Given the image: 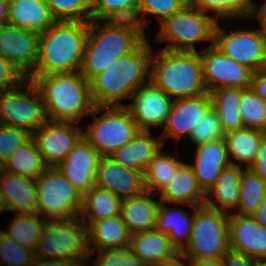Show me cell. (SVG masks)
Here are the masks:
<instances>
[{"mask_svg": "<svg viewBox=\"0 0 266 266\" xmlns=\"http://www.w3.org/2000/svg\"><path fill=\"white\" fill-rule=\"evenodd\" d=\"M89 22L56 21L39 34L38 59L30 76L80 72Z\"/></svg>", "mask_w": 266, "mask_h": 266, "instance_id": "cell-1", "label": "cell"}, {"mask_svg": "<svg viewBox=\"0 0 266 266\" xmlns=\"http://www.w3.org/2000/svg\"><path fill=\"white\" fill-rule=\"evenodd\" d=\"M151 52L149 43H140L131 53L121 56L94 76L90 89L95 106H126L120 101L130 98L137 88L149 81Z\"/></svg>", "mask_w": 266, "mask_h": 266, "instance_id": "cell-2", "label": "cell"}, {"mask_svg": "<svg viewBox=\"0 0 266 266\" xmlns=\"http://www.w3.org/2000/svg\"><path fill=\"white\" fill-rule=\"evenodd\" d=\"M39 90L47 120L74 122L91 115L95 104L90 81L80 72L29 76Z\"/></svg>", "mask_w": 266, "mask_h": 266, "instance_id": "cell-3", "label": "cell"}, {"mask_svg": "<svg viewBox=\"0 0 266 266\" xmlns=\"http://www.w3.org/2000/svg\"><path fill=\"white\" fill-rule=\"evenodd\" d=\"M199 53L162 49L151 55L149 81L174 100L207 94Z\"/></svg>", "mask_w": 266, "mask_h": 266, "instance_id": "cell-4", "label": "cell"}, {"mask_svg": "<svg viewBox=\"0 0 266 266\" xmlns=\"http://www.w3.org/2000/svg\"><path fill=\"white\" fill-rule=\"evenodd\" d=\"M99 25L98 20L89 22V34L80 69V73L88 81L121 56L131 53L141 43L122 29L111 27L105 22Z\"/></svg>", "mask_w": 266, "mask_h": 266, "instance_id": "cell-5", "label": "cell"}, {"mask_svg": "<svg viewBox=\"0 0 266 266\" xmlns=\"http://www.w3.org/2000/svg\"><path fill=\"white\" fill-rule=\"evenodd\" d=\"M89 256L87 226L79 217L46 220L35 250L36 260L90 261Z\"/></svg>", "mask_w": 266, "mask_h": 266, "instance_id": "cell-6", "label": "cell"}, {"mask_svg": "<svg viewBox=\"0 0 266 266\" xmlns=\"http://www.w3.org/2000/svg\"><path fill=\"white\" fill-rule=\"evenodd\" d=\"M229 213L200 206L195 211L188 246L181 252L188 260L222 258L229 249Z\"/></svg>", "mask_w": 266, "mask_h": 266, "instance_id": "cell-7", "label": "cell"}, {"mask_svg": "<svg viewBox=\"0 0 266 266\" xmlns=\"http://www.w3.org/2000/svg\"><path fill=\"white\" fill-rule=\"evenodd\" d=\"M100 111L104 113L95 117L88 129L83 131V138L102 157H108L129 143L140 130L125 106H95L91 116L99 115Z\"/></svg>", "mask_w": 266, "mask_h": 266, "instance_id": "cell-8", "label": "cell"}, {"mask_svg": "<svg viewBox=\"0 0 266 266\" xmlns=\"http://www.w3.org/2000/svg\"><path fill=\"white\" fill-rule=\"evenodd\" d=\"M217 21L188 2L180 11L161 24L158 40L170 42L164 49L171 51H196L194 43L214 42Z\"/></svg>", "mask_w": 266, "mask_h": 266, "instance_id": "cell-9", "label": "cell"}, {"mask_svg": "<svg viewBox=\"0 0 266 266\" xmlns=\"http://www.w3.org/2000/svg\"><path fill=\"white\" fill-rule=\"evenodd\" d=\"M37 213L45 220H67L79 217L82 195L54 167H47L36 179Z\"/></svg>", "mask_w": 266, "mask_h": 266, "instance_id": "cell-10", "label": "cell"}, {"mask_svg": "<svg viewBox=\"0 0 266 266\" xmlns=\"http://www.w3.org/2000/svg\"><path fill=\"white\" fill-rule=\"evenodd\" d=\"M47 117L42 96L32 80L0 92V124L25 129L33 134Z\"/></svg>", "mask_w": 266, "mask_h": 266, "instance_id": "cell-11", "label": "cell"}, {"mask_svg": "<svg viewBox=\"0 0 266 266\" xmlns=\"http://www.w3.org/2000/svg\"><path fill=\"white\" fill-rule=\"evenodd\" d=\"M203 81L210 93L222 87L250 88L254 70L226 56L215 44L200 52Z\"/></svg>", "mask_w": 266, "mask_h": 266, "instance_id": "cell-12", "label": "cell"}, {"mask_svg": "<svg viewBox=\"0 0 266 266\" xmlns=\"http://www.w3.org/2000/svg\"><path fill=\"white\" fill-rule=\"evenodd\" d=\"M32 137L45 164L56 167L74 149L83 131L74 122L47 120Z\"/></svg>", "mask_w": 266, "mask_h": 266, "instance_id": "cell-13", "label": "cell"}, {"mask_svg": "<svg viewBox=\"0 0 266 266\" xmlns=\"http://www.w3.org/2000/svg\"><path fill=\"white\" fill-rule=\"evenodd\" d=\"M129 110L140 131L150 132L151 127H163L173 106L174 99L167 96L150 81L137 88L131 95Z\"/></svg>", "mask_w": 266, "mask_h": 266, "instance_id": "cell-14", "label": "cell"}, {"mask_svg": "<svg viewBox=\"0 0 266 266\" xmlns=\"http://www.w3.org/2000/svg\"><path fill=\"white\" fill-rule=\"evenodd\" d=\"M39 34L6 24L0 27V56L8 60L26 79L38 59Z\"/></svg>", "mask_w": 266, "mask_h": 266, "instance_id": "cell-15", "label": "cell"}, {"mask_svg": "<svg viewBox=\"0 0 266 266\" xmlns=\"http://www.w3.org/2000/svg\"><path fill=\"white\" fill-rule=\"evenodd\" d=\"M214 44L229 58L257 71L266 51V41L261 30H237L226 34L218 22Z\"/></svg>", "mask_w": 266, "mask_h": 266, "instance_id": "cell-16", "label": "cell"}, {"mask_svg": "<svg viewBox=\"0 0 266 266\" xmlns=\"http://www.w3.org/2000/svg\"><path fill=\"white\" fill-rule=\"evenodd\" d=\"M101 157L100 153L82 137L56 168L83 197L95 186V174Z\"/></svg>", "mask_w": 266, "mask_h": 266, "instance_id": "cell-17", "label": "cell"}, {"mask_svg": "<svg viewBox=\"0 0 266 266\" xmlns=\"http://www.w3.org/2000/svg\"><path fill=\"white\" fill-rule=\"evenodd\" d=\"M211 107L210 93L199 97L175 99L163 126V133L160 134L163 144L166 143L164 139L166 137L173 138L176 142H179L184 135L190 138L194 127L203 120Z\"/></svg>", "mask_w": 266, "mask_h": 266, "instance_id": "cell-18", "label": "cell"}, {"mask_svg": "<svg viewBox=\"0 0 266 266\" xmlns=\"http://www.w3.org/2000/svg\"><path fill=\"white\" fill-rule=\"evenodd\" d=\"M95 186L109 190L122 199L146 191L144 172L129 170L110 157H101L95 174Z\"/></svg>", "mask_w": 266, "mask_h": 266, "instance_id": "cell-19", "label": "cell"}, {"mask_svg": "<svg viewBox=\"0 0 266 266\" xmlns=\"http://www.w3.org/2000/svg\"><path fill=\"white\" fill-rule=\"evenodd\" d=\"M229 249L266 260V229L249 215L229 213Z\"/></svg>", "mask_w": 266, "mask_h": 266, "instance_id": "cell-20", "label": "cell"}, {"mask_svg": "<svg viewBox=\"0 0 266 266\" xmlns=\"http://www.w3.org/2000/svg\"><path fill=\"white\" fill-rule=\"evenodd\" d=\"M0 200L3 212L37 213L36 179L1 170Z\"/></svg>", "mask_w": 266, "mask_h": 266, "instance_id": "cell-21", "label": "cell"}, {"mask_svg": "<svg viewBox=\"0 0 266 266\" xmlns=\"http://www.w3.org/2000/svg\"><path fill=\"white\" fill-rule=\"evenodd\" d=\"M190 166L199 186L207 193L222 171L231 166L224 138L197 146L194 165Z\"/></svg>", "mask_w": 266, "mask_h": 266, "instance_id": "cell-22", "label": "cell"}, {"mask_svg": "<svg viewBox=\"0 0 266 266\" xmlns=\"http://www.w3.org/2000/svg\"><path fill=\"white\" fill-rule=\"evenodd\" d=\"M87 226V243L89 253L97 251L126 248L131 234L121 216H113L100 221H82Z\"/></svg>", "mask_w": 266, "mask_h": 266, "instance_id": "cell-23", "label": "cell"}, {"mask_svg": "<svg viewBox=\"0 0 266 266\" xmlns=\"http://www.w3.org/2000/svg\"><path fill=\"white\" fill-rule=\"evenodd\" d=\"M151 134V131H140L129 143L108 157L129 170L144 172L150 161L164 147L162 138L151 137Z\"/></svg>", "mask_w": 266, "mask_h": 266, "instance_id": "cell-24", "label": "cell"}, {"mask_svg": "<svg viewBox=\"0 0 266 266\" xmlns=\"http://www.w3.org/2000/svg\"><path fill=\"white\" fill-rule=\"evenodd\" d=\"M199 207L194 205L193 215H189L185 210L177 207L168 208L167 203L160 201L154 230L168 235L172 246L178 253H181L189 244L195 211Z\"/></svg>", "mask_w": 266, "mask_h": 266, "instance_id": "cell-25", "label": "cell"}, {"mask_svg": "<svg viewBox=\"0 0 266 266\" xmlns=\"http://www.w3.org/2000/svg\"><path fill=\"white\" fill-rule=\"evenodd\" d=\"M8 21L21 29L41 34L57 20L46 0H9Z\"/></svg>", "mask_w": 266, "mask_h": 266, "instance_id": "cell-26", "label": "cell"}, {"mask_svg": "<svg viewBox=\"0 0 266 266\" xmlns=\"http://www.w3.org/2000/svg\"><path fill=\"white\" fill-rule=\"evenodd\" d=\"M153 194L145 191L140 195L122 200L120 216L131 235L154 230L160 199L154 200Z\"/></svg>", "mask_w": 266, "mask_h": 266, "instance_id": "cell-27", "label": "cell"}, {"mask_svg": "<svg viewBox=\"0 0 266 266\" xmlns=\"http://www.w3.org/2000/svg\"><path fill=\"white\" fill-rule=\"evenodd\" d=\"M206 193L198 184L190 164L183 163L177 170L176 175L160 193V201L165 203L188 204L191 207L203 206Z\"/></svg>", "mask_w": 266, "mask_h": 266, "instance_id": "cell-28", "label": "cell"}, {"mask_svg": "<svg viewBox=\"0 0 266 266\" xmlns=\"http://www.w3.org/2000/svg\"><path fill=\"white\" fill-rule=\"evenodd\" d=\"M246 168L231 165L224 169L215 184L207 191L204 205L224 212L236 209L240 197L241 178Z\"/></svg>", "mask_w": 266, "mask_h": 266, "instance_id": "cell-29", "label": "cell"}, {"mask_svg": "<svg viewBox=\"0 0 266 266\" xmlns=\"http://www.w3.org/2000/svg\"><path fill=\"white\" fill-rule=\"evenodd\" d=\"M128 247L143 263L158 264L179 254L168 235L155 230L132 234Z\"/></svg>", "mask_w": 266, "mask_h": 266, "instance_id": "cell-30", "label": "cell"}, {"mask_svg": "<svg viewBox=\"0 0 266 266\" xmlns=\"http://www.w3.org/2000/svg\"><path fill=\"white\" fill-rule=\"evenodd\" d=\"M265 137L266 132L247 127L226 132L224 140L231 165L246 164L247 168H251L256 161L258 150ZM232 158L239 163L236 164L232 161Z\"/></svg>", "mask_w": 266, "mask_h": 266, "instance_id": "cell-31", "label": "cell"}, {"mask_svg": "<svg viewBox=\"0 0 266 266\" xmlns=\"http://www.w3.org/2000/svg\"><path fill=\"white\" fill-rule=\"evenodd\" d=\"M122 198L111 191L94 186L82 199L79 218L85 221H100L120 215Z\"/></svg>", "mask_w": 266, "mask_h": 266, "instance_id": "cell-32", "label": "cell"}, {"mask_svg": "<svg viewBox=\"0 0 266 266\" xmlns=\"http://www.w3.org/2000/svg\"><path fill=\"white\" fill-rule=\"evenodd\" d=\"M48 166L38 151L33 137L18 147L2 166V170L11 174L37 179Z\"/></svg>", "mask_w": 266, "mask_h": 266, "instance_id": "cell-33", "label": "cell"}, {"mask_svg": "<svg viewBox=\"0 0 266 266\" xmlns=\"http://www.w3.org/2000/svg\"><path fill=\"white\" fill-rule=\"evenodd\" d=\"M210 95L224 133L244 127L239 112L242 88L222 87Z\"/></svg>", "mask_w": 266, "mask_h": 266, "instance_id": "cell-34", "label": "cell"}, {"mask_svg": "<svg viewBox=\"0 0 266 266\" xmlns=\"http://www.w3.org/2000/svg\"><path fill=\"white\" fill-rule=\"evenodd\" d=\"M39 213H22L14 217L8 231H1L8 238L35 252L46 220Z\"/></svg>", "mask_w": 266, "mask_h": 266, "instance_id": "cell-35", "label": "cell"}, {"mask_svg": "<svg viewBox=\"0 0 266 266\" xmlns=\"http://www.w3.org/2000/svg\"><path fill=\"white\" fill-rule=\"evenodd\" d=\"M161 151L162 149L150 161L144 171L146 191L156 195L168 185L173 175H176L178 168L183 164L181 160H178V157Z\"/></svg>", "mask_w": 266, "mask_h": 266, "instance_id": "cell-36", "label": "cell"}, {"mask_svg": "<svg viewBox=\"0 0 266 266\" xmlns=\"http://www.w3.org/2000/svg\"><path fill=\"white\" fill-rule=\"evenodd\" d=\"M266 196V181L252 168H246L241 178L240 197L236 207L237 215L255 213Z\"/></svg>", "mask_w": 266, "mask_h": 266, "instance_id": "cell-37", "label": "cell"}, {"mask_svg": "<svg viewBox=\"0 0 266 266\" xmlns=\"http://www.w3.org/2000/svg\"><path fill=\"white\" fill-rule=\"evenodd\" d=\"M189 2L202 12H214L212 16L218 20H229L232 18H245L253 13V0H189Z\"/></svg>", "mask_w": 266, "mask_h": 266, "instance_id": "cell-38", "label": "cell"}, {"mask_svg": "<svg viewBox=\"0 0 266 266\" xmlns=\"http://www.w3.org/2000/svg\"><path fill=\"white\" fill-rule=\"evenodd\" d=\"M141 15H143V12L138 5H135L114 11L103 20H106L105 23L111 27L122 29L132 34L141 43H148L145 32L148 23L145 18L142 19V17H140Z\"/></svg>", "mask_w": 266, "mask_h": 266, "instance_id": "cell-39", "label": "cell"}, {"mask_svg": "<svg viewBox=\"0 0 266 266\" xmlns=\"http://www.w3.org/2000/svg\"><path fill=\"white\" fill-rule=\"evenodd\" d=\"M239 112L244 127L266 132V101L262 100L251 87L242 88Z\"/></svg>", "mask_w": 266, "mask_h": 266, "instance_id": "cell-40", "label": "cell"}, {"mask_svg": "<svg viewBox=\"0 0 266 266\" xmlns=\"http://www.w3.org/2000/svg\"><path fill=\"white\" fill-rule=\"evenodd\" d=\"M46 2L57 21L92 20L91 0H46Z\"/></svg>", "mask_w": 266, "mask_h": 266, "instance_id": "cell-41", "label": "cell"}, {"mask_svg": "<svg viewBox=\"0 0 266 266\" xmlns=\"http://www.w3.org/2000/svg\"><path fill=\"white\" fill-rule=\"evenodd\" d=\"M5 266H34L35 252L26 248L0 231V261Z\"/></svg>", "mask_w": 266, "mask_h": 266, "instance_id": "cell-42", "label": "cell"}, {"mask_svg": "<svg viewBox=\"0 0 266 266\" xmlns=\"http://www.w3.org/2000/svg\"><path fill=\"white\" fill-rule=\"evenodd\" d=\"M219 117L213 106L206 112L205 117L196 125L191 133L190 140L197 147L210 141L224 138Z\"/></svg>", "mask_w": 266, "mask_h": 266, "instance_id": "cell-43", "label": "cell"}, {"mask_svg": "<svg viewBox=\"0 0 266 266\" xmlns=\"http://www.w3.org/2000/svg\"><path fill=\"white\" fill-rule=\"evenodd\" d=\"M31 137L32 134L25 129L0 124V164L3 166L13 152Z\"/></svg>", "mask_w": 266, "mask_h": 266, "instance_id": "cell-44", "label": "cell"}, {"mask_svg": "<svg viewBox=\"0 0 266 266\" xmlns=\"http://www.w3.org/2000/svg\"><path fill=\"white\" fill-rule=\"evenodd\" d=\"M142 260L129 247L101 250L93 266H142Z\"/></svg>", "mask_w": 266, "mask_h": 266, "instance_id": "cell-45", "label": "cell"}, {"mask_svg": "<svg viewBox=\"0 0 266 266\" xmlns=\"http://www.w3.org/2000/svg\"><path fill=\"white\" fill-rule=\"evenodd\" d=\"M189 0H139V8L143 15H155L160 24L171 17L174 13L180 11Z\"/></svg>", "mask_w": 266, "mask_h": 266, "instance_id": "cell-46", "label": "cell"}, {"mask_svg": "<svg viewBox=\"0 0 266 266\" xmlns=\"http://www.w3.org/2000/svg\"><path fill=\"white\" fill-rule=\"evenodd\" d=\"M138 4L139 0H91L92 20L102 21L114 11Z\"/></svg>", "mask_w": 266, "mask_h": 266, "instance_id": "cell-47", "label": "cell"}, {"mask_svg": "<svg viewBox=\"0 0 266 266\" xmlns=\"http://www.w3.org/2000/svg\"><path fill=\"white\" fill-rule=\"evenodd\" d=\"M25 79L8 60L0 56V92L17 87Z\"/></svg>", "mask_w": 266, "mask_h": 266, "instance_id": "cell-48", "label": "cell"}, {"mask_svg": "<svg viewBox=\"0 0 266 266\" xmlns=\"http://www.w3.org/2000/svg\"><path fill=\"white\" fill-rule=\"evenodd\" d=\"M224 266H256L258 260L245 254L229 250L223 257Z\"/></svg>", "mask_w": 266, "mask_h": 266, "instance_id": "cell-49", "label": "cell"}, {"mask_svg": "<svg viewBox=\"0 0 266 266\" xmlns=\"http://www.w3.org/2000/svg\"><path fill=\"white\" fill-rule=\"evenodd\" d=\"M251 168L266 181V137L261 142L256 161Z\"/></svg>", "mask_w": 266, "mask_h": 266, "instance_id": "cell-50", "label": "cell"}, {"mask_svg": "<svg viewBox=\"0 0 266 266\" xmlns=\"http://www.w3.org/2000/svg\"><path fill=\"white\" fill-rule=\"evenodd\" d=\"M251 88L264 101H266V74L254 71Z\"/></svg>", "mask_w": 266, "mask_h": 266, "instance_id": "cell-51", "label": "cell"}, {"mask_svg": "<svg viewBox=\"0 0 266 266\" xmlns=\"http://www.w3.org/2000/svg\"><path fill=\"white\" fill-rule=\"evenodd\" d=\"M34 266H88L87 261L35 260Z\"/></svg>", "mask_w": 266, "mask_h": 266, "instance_id": "cell-52", "label": "cell"}, {"mask_svg": "<svg viewBox=\"0 0 266 266\" xmlns=\"http://www.w3.org/2000/svg\"><path fill=\"white\" fill-rule=\"evenodd\" d=\"M258 15L259 20L261 21V33L262 36L264 37L265 41H266V2L263 6H261L260 8L256 6V4L254 5V9H253V13H252V17Z\"/></svg>", "mask_w": 266, "mask_h": 266, "instance_id": "cell-53", "label": "cell"}, {"mask_svg": "<svg viewBox=\"0 0 266 266\" xmlns=\"http://www.w3.org/2000/svg\"><path fill=\"white\" fill-rule=\"evenodd\" d=\"M251 217L266 229V196L264 197L259 209Z\"/></svg>", "mask_w": 266, "mask_h": 266, "instance_id": "cell-54", "label": "cell"}, {"mask_svg": "<svg viewBox=\"0 0 266 266\" xmlns=\"http://www.w3.org/2000/svg\"><path fill=\"white\" fill-rule=\"evenodd\" d=\"M188 261V266H224V261L222 258Z\"/></svg>", "mask_w": 266, "mask_h": 266, "instance_id": "cell-55", "label": "cell"}, {"mask_svg": "<svg viewBox=\"0 0 266 266\" xmlns=\"http://www.w3.org/2000/svg\"><path fill=\"white\" fill-rule=\"evenodd\" d=\"M8 9H9V0H0V27L9 23Z\"/></svg>", "mask_w": 266, "mask_h": 266, "instance_id": "cell-56", "label": "cell"}, {"mask_svg": "<svg viewBox=\"0 0 266 266\" xmlns=\"http://www.w3.org/2000/svg\"><path fill=\"white\" fill-rule=\"evenodd\" d=\"M182 259H184V257L181 253H179L170 260L158 263L157 266H186V264L182 262Z\"/></svg>", "mask_w": 266, "mask_h": 266, "instance_id": "cell-57", "label": "cell"}, {"mask_svg": "<svg viewBox=\"0 0 266 266\" xmlns=\"http://www.w3.org/2000/svg\"><path fill=\"white\" fill-rule=\"evenodd\" d=\"M257 71L259 73L266 74V51H265L264 57L262 59L261 65Z\"/></svg>", "mask_w": 266, "mask_h": 266, "instance_id": "cell-58", "label": "cell"}, {"mask_svg": "<svg viewBox=\"0 0 266 266\" xmlns=\"http://www.w3.org/2000/svg\"><path fill=\"white\" fill-rule=\"evenodd\" d=\"M256 266H266V260H258Z\"/></svg>", "mask_w": 266, "mask_h": 266, "instance_id": "cell-59", "label": "cell"}, {"mask_svg": "<svg viewBox=\"0 0 266 266\" xmlns=\"http://www.w3.org/2000/svg\"><path fill=\"white\" fill-rule=\"evenodd\" d=\"M142 266H157V264H154V263H143Z\"/></svg>", "mask_w": 266, "mask_h": 266, "instance_id": "cell-60", "label": "cell"}, {"mask_svg": "<svg viewBox=\"0 0 266 266\" xmlns=\"http://www.w3.org/2000/svg\"><path fill=\"white\" fill-rule=\"evenodd\" d=\"M0 212L2 213L3 212V206L1 204V200H0Z\"/></svg>", "mask_w": 266, "mask_h": 266, "instance_id": "cell-61", "label": "cell"}]
</instances>
